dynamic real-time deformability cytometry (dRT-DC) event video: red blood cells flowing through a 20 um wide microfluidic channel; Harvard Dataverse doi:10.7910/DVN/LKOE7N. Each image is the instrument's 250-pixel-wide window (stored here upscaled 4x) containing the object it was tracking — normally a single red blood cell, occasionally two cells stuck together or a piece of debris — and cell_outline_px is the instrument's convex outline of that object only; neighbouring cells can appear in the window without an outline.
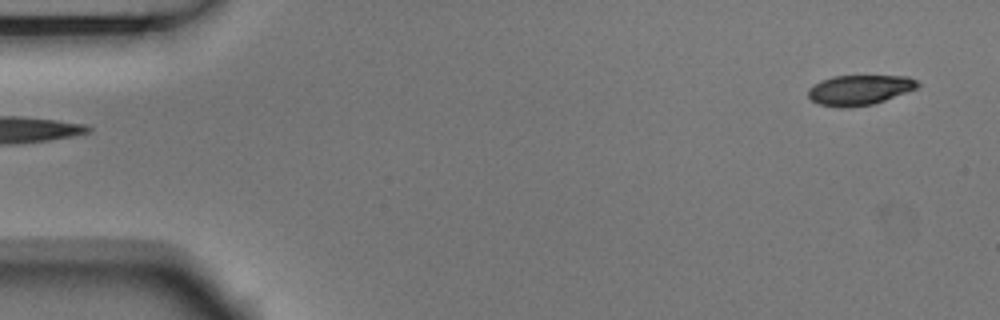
{"species": "Egyptian fruit bat (a non-hibernating species)", "species_latin": "Rousettus aegyptiacus", "temperature_condition": "room temperature", "stored_images_in_passage": 2, "camera_frame_rate_fps": 3000, "um_per_image_px": 0.085, "animal": {"sex": "male"}, "frame": {"image": 1, "passage_image": 2, "time_ms": 0.333, "image_size_px": [1000, 320], "cell_outline_px": [[920, 84], [916, 88], [884, 100], [872, 104], [848, 108], [840, 108], [820, 104], [812, 100], [808, 96], [808, 88], [820, 80], [832, 76], [908, 76], [916, 80]], "centroid_in_image_um": [73.01, 7.64], "position_along_channel_um": 12.0, "area_um2": 19.07}}